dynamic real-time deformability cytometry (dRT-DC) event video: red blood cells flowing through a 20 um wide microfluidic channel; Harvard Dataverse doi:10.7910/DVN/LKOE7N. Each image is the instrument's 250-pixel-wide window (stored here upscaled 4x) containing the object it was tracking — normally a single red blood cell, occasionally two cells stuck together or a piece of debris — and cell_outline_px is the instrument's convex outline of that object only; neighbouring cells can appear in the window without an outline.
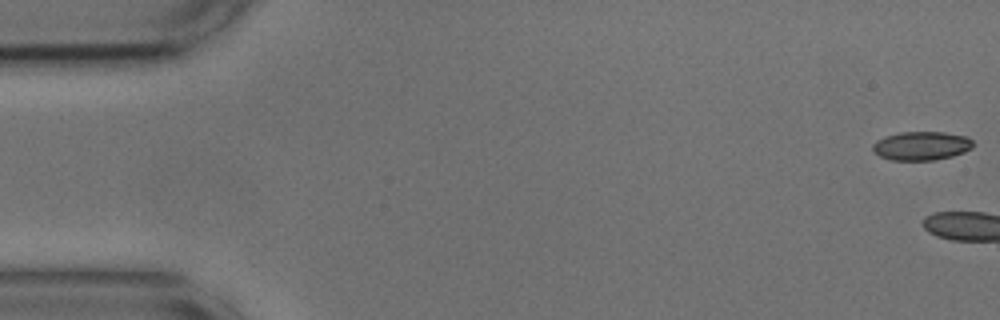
{"species": "common noctule bat (a hibernating species)", "species_latin": "Nyctalus noctula", "temperature_condition": "cold", "stored_images_in_passage": 3, "camera_frame_rate_fps": 3000, "um_per_image_px": 0.085, "animal": {"sex": "male", "body_mass_g": 17.9, "forearm_length_mm": 54.2}, "frame": {"image": 1, "passage_image": 1, "time_ms": 0.0, "image_size_px": [1000, 320], "cell_outline_px": [[976, 144], [972, 148], [964, 152], [952, 156], [936, 160], [892, 160], [880, 156], [872, 152], [872, 144], [876, 140], [884, 136], [900, 132], [944, 132], [968, 136]], "centroid_in_image_um": [78.33, 12.39], "position_along_channel_um": 6.7, "area_um2": 17.11}}